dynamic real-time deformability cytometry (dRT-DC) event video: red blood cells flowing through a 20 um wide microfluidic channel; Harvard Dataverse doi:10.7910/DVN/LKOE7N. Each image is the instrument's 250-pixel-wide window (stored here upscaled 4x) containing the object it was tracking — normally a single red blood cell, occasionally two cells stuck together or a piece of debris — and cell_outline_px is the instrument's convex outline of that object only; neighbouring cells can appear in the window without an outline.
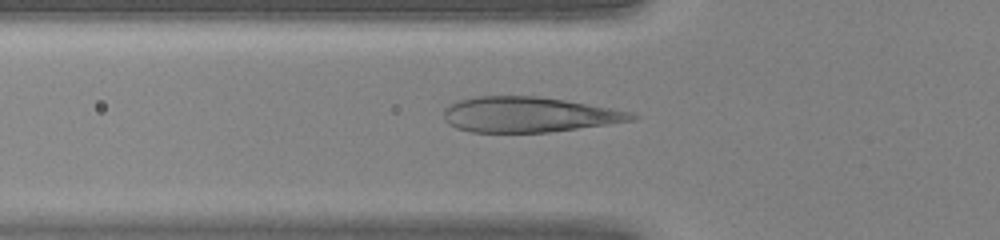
{"species": "human", "species_latin": "Homo sapiens", "temperature_condition": "warm", "stored_images_in_passage": 29, "camera_frame_rate_fps": 3000, "um_per_image_px": 0.085, "donor": {"sex": "female"}, "frame": {"image": 1, "passage_image": 3, "time_ms": 0.667, "image_size_px": [1000, 240], "cell_outline_px": [[640, 116], [636, 120], [608, 124], [548, 132], [472, 132], [456, 128], [448, 124], [444, 120], [444, 108], [460, 100], [476, 96], [536, 96], [564, 100], [632, 112]], "centroid_in_image_um": [44.93, 9.74], "position_along_channel_um": 80.9, "area_um2": 38.44}}
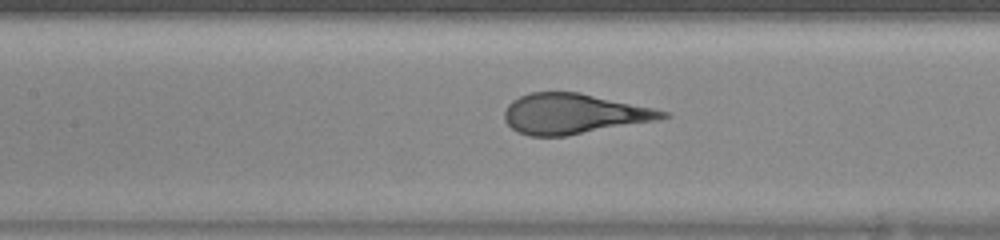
{"frame": {"image": 2, "passage_image": 8, "time_ms": 2.333, "image_size_px": [1000, 240], "cell_outline_px": [[672, 116], [660, 120], [568, 136], [528, 136], [516, 132], [504, 120], [504, 112], [508, 104], [512, 100], [520, 96], [532, 92], [580, 92], [656, 108], [668, 112]], "centroid_in_image_um": [48.81, 9.68], "position_along_channel_um": 158.6, "area_um2": 37.63}}
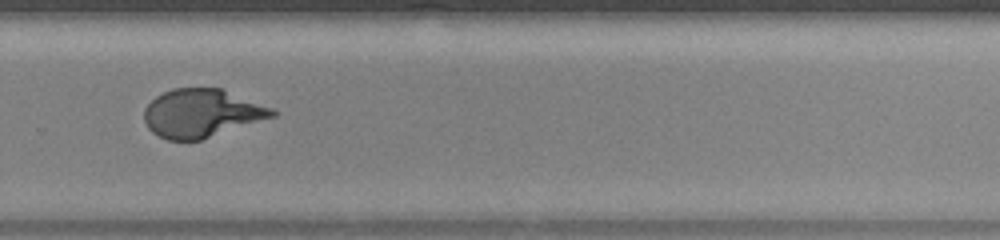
{"frame": {"image": 3, "passage_image": 18, "time_ms": 5.667, "image_size_px": [1000, 240], "cell_outline_px": [[280, 112], [276, 116], [200, 140], [168, 140], [152, 132], [148, 128], [144, 120], [144, 108], [156, 96], [172, 88], [220, 88], [276, 108]], "centroid_in_image_um": [17.18, 9.61], "position_along_channel_um": 312.6, "area_um2": 36.18}}